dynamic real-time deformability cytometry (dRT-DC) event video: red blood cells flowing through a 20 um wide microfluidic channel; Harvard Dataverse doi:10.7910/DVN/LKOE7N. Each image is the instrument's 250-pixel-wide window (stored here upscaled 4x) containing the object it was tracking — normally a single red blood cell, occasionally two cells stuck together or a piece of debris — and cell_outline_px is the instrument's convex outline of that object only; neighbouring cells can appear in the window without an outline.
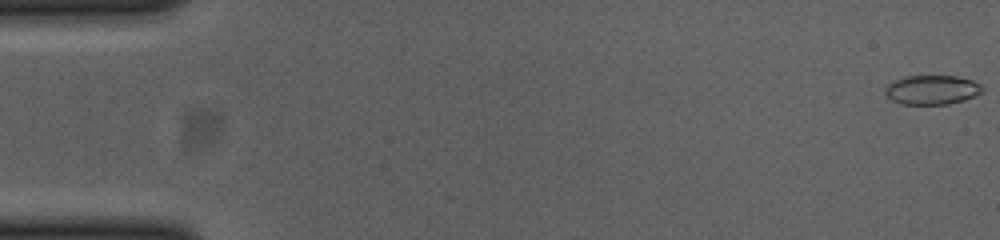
{"species": "common noctule bat (a hibernating species)", "species_latin": "Nyctalus noctula", "temperature_condition": "cold", "stored_images_in_passage": 16, "camera_frame_rate_fps": 3000, "um_per_image_px": 0.085, "animal": {"sex": "female", "body_mass_g": 23.0, "forearm_length_mm": 53.4}, "frame": {"image": 1, "passage_image": 1, "time_ms": 0.0, "image_size_px": [1000, 240], "cell_outline_px": [[984, 92], [964, 100], [948, 104], [900, 104], [892, 100], [884, 92], [888, 84], [904, 76], [956, 76], [972, 80], [980, 84], [984, 88]], "centroid_in_image_um": [79.24, 7.64], "position_along_channel_um": 5.8, "area_um2": 16.59}}
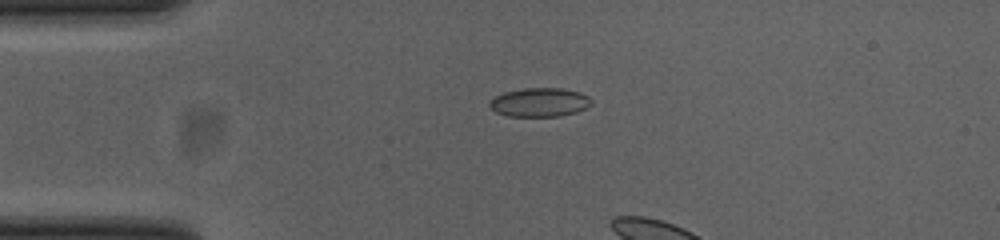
{"frame": {"image": 2, "passage_image": 13, "time_ms": 4.0, "image_size_px": [1000, 240], "cell_outline_px": [[592, 104], [576, 112], [560, 116], [508, 116], [496, 112], [488, 104], [496, 96], [504, 92], [524, 88], [564, 88], [580, 92], [588, 96], [592, 100]], "centroid_in_image_um": [45.89, 8.69], "position_along_channel_um": 39.1, "area_um2": 17.05}}